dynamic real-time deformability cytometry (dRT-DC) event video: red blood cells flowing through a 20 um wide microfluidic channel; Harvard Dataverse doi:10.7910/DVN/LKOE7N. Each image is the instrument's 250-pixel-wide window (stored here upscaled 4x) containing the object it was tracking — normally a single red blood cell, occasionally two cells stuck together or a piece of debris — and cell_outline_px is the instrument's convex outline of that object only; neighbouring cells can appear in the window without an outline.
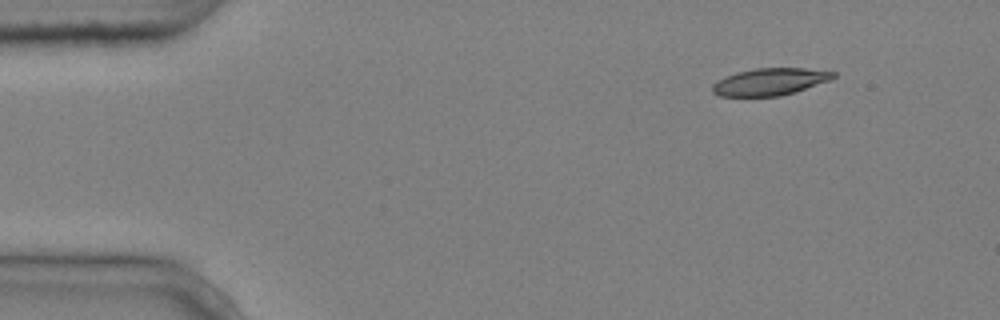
{"species": "common noctule bat (a hibernating species)", "species_latin": "Nyctalus noctula", "temperature_condition": "cold", "stored_images_in_passage": 5, "camera_frame_rate_fps": 3000, "um_per_image_px": 0.085, "animal": {"sex": "male", "body_mass_g": 20.4}, "frame": {"image": 1, "passage_image": 1, "time_ms": 0.0, "image_size_px": [1000, 320], "cell_outline_px": [[836, 76], [828, 80], [796, 92], [780, 96], [720, 96], [712, 92], [712, 84], [716, 80], [736, 72], [756, 68], [804, 68], [836, 72]], "centroid_in_image_um": [65.41, 6.95], "position_along_channel_um": 19.6, "area_um2": 19.07}}
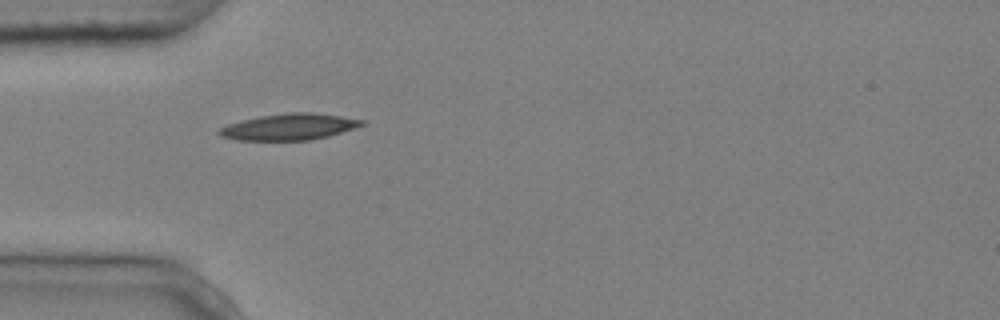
{"frame": {"image": 2, "passage_image": 4, "time_ms": 1.0, "image_size_px": [1000, 320], "cell_outline_px": [[364, 124], [328, 136], [308, 140], [236, 140], [220, 136], [216, 132], [220, 128], [228, 124], [260, 116], [288, 112], [312, 112], [340, 116], [364, 120]], "centroid_in_image_um": [24.53, 10.78], "position_along_channel_um": 60.5, "area_um2": 21.62}}